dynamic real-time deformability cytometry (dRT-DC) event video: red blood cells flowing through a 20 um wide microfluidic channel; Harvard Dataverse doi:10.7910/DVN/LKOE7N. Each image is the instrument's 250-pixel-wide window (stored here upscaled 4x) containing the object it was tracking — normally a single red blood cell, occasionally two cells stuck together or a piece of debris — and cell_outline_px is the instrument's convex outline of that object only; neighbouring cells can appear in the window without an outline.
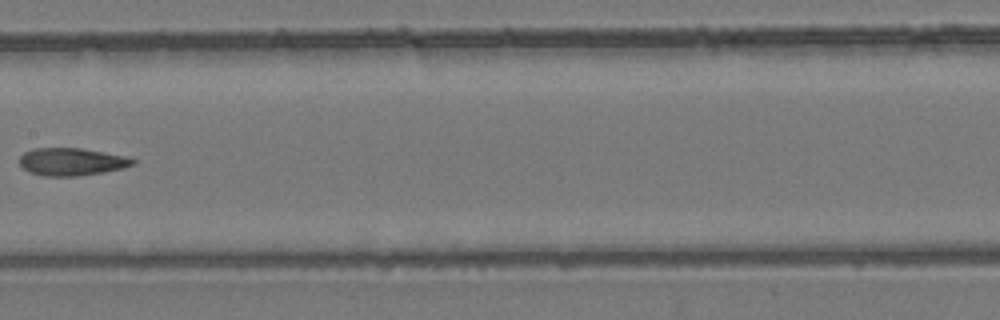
{"species": "common noctule bat (a hibernating species)", "species_latin": "Nyctalus noctula", "temperature_condition": "room temperature", "stored_images_in_passage": 6, "camera_frame_rate_fps": 3000, "um_per_image_px": 0.085, "animal": {"sex": "female", "body_mass_g": 24.6, "forearm_length_mm": 56.2}, "frame": {"image": 1, "passage_image": 6, "time_ms": 7.667, "image_size_px": [1000, 320], "cell_outline_px": [[136, 160], [132, 164], [124, 168], [104, 172], [76, 176], [44, 176], [32, 172], [24, 168], [20, 164], [20, 156], [24, 152], [36, 148], [80, 148], [128, 156]], "centroid_in_image_um": [6.11, 13.74], "position_along_channel_um": 201.3, "area_um2": 18.09}}